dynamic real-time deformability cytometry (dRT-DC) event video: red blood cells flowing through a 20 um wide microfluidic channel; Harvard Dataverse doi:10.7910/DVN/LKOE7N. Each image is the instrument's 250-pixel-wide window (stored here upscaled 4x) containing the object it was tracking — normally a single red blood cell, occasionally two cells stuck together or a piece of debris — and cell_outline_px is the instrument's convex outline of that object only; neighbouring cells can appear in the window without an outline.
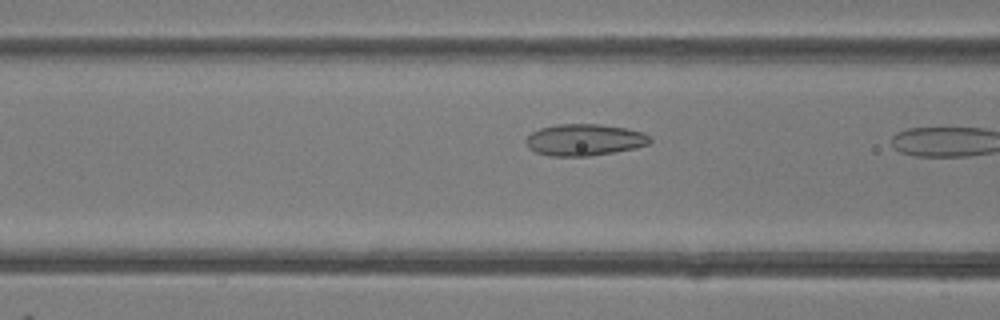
{"species": "common noctule bat (a hibernating species)", "species_latin": "Nyctalus noctula", "temperature_condition": "room temperature", "stored_images_in_passage": 6, "camera_frame_rate_fps": 3000, "um_per_image_px": 0.085, "animal": {"sex": "female"}, "frame": {"image": 1, "passage_image": 6, "time_ms": 6.667, "image_size_px": [1000, 320], "cell_outline_px": [[652, 140], [648, 144], [636, 148], [588, 156], [552, 156], [536, 152], [528, 148], [524, 140], [532, 132], [540, 128], [556, 124], [600, 124], [624, 128], [640, 132], [652, 136]], "centroid_in_image_um": [49.66, 11.88], "position_along_channel_um": 116.9, "area_um2": 22.83}}